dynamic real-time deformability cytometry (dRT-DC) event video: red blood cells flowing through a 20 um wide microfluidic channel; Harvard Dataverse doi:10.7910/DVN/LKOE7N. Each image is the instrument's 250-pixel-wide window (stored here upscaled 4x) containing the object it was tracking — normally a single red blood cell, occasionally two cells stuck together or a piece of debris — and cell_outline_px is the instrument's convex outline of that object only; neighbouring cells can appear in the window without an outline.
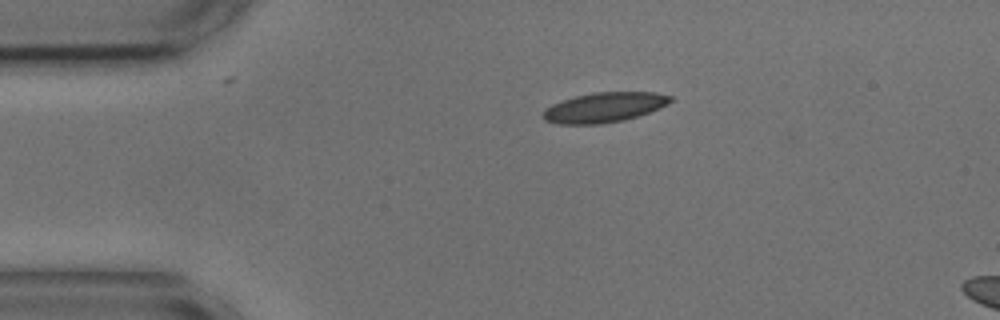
{"species": "common noctule bat (a hibernating species)", "species_latin": "Nyctalus noctula", "temperature_condition": "cold", "stored_images_in_passage": 6, "camera_frame_rate_fps": 3000, "um_per_image_px": 0.085, "animal": {"sex": "male", "body_mass_g": 17.9, "forearm_length_mm": 54.2}, "frame": {"image": 1, "passage_image": 1, "time_ms": 0.0, "image_size_px": [1000, 320], "cell_outline_px": [[672, 100], [668, 104], [660, 108], [624, 120], [600, 124], [556, 124], [544, 120], [544, 112], [552, 104], [576, 96], [592, 92], [656, 92], [672, 96]], "centroid_in_image_um": [51.39, 9.12], "position_along_channel_um": 33.6, "area_um2": 22.02}}